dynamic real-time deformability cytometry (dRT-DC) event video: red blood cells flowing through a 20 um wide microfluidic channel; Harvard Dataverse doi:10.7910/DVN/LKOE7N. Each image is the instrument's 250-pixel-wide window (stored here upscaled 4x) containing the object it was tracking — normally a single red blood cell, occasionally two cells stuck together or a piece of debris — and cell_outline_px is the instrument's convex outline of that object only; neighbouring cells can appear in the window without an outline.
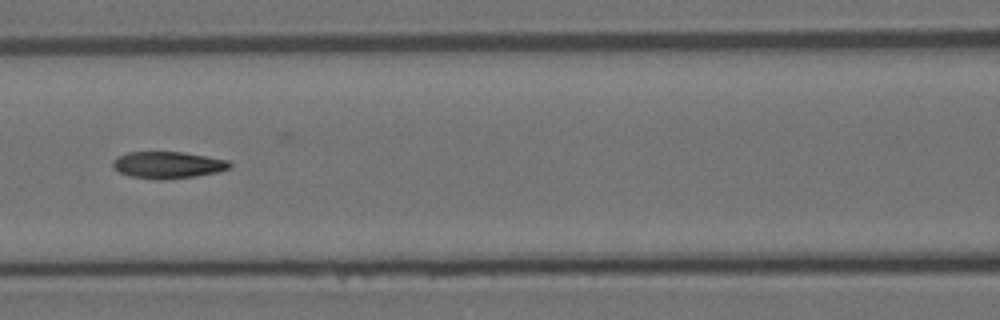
{"species": "Egyptian fruit bat (a non-hibernating species)", "species_latin": "Rousettus aegyptiacus", "temperature_condition": "room temperature", "stored_images_in_passage": 11, "camera_frame_rate_fps": 3000, "um_per_image_px": 0.085, "animal": {"sex": "female"}, "frame": {"image": 1, "passage_image": 7, "time_ms": 2.0, "image_size_px": [1000, 320], "cell_outline_px": [[232, 168], [216, 172], [196, 176], [160, 180], [156, 180], [128, 176], [112, 168], [112, 160], [116, 156], [128, 152], [184, 152], [228, 160], [232, 164]], "centroid_in_image_um": [14.23, 14.02], "position_along_channel_um": 152.4, "area_um2": 18.5}}
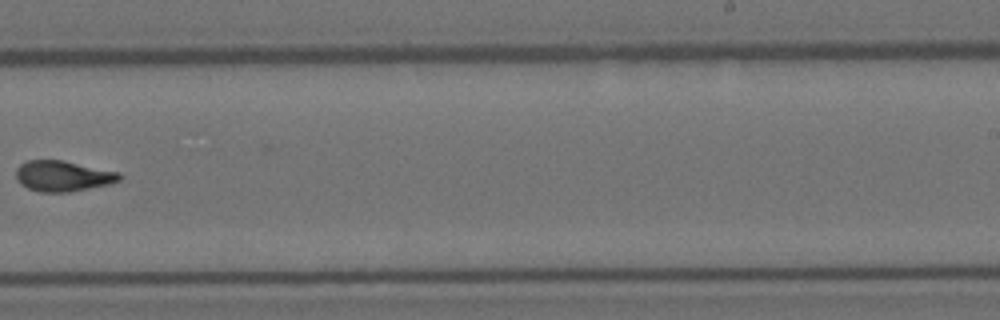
{"frame": {"image": 2, "passage_image": 10, "time_ms": 3.0, "image_size_px": [1000, 320], "cell_outline_px": [[124, 176], [120, 180], [108, 184], [68, 192], [40, 192], [28, 188], [20, 184], [16, 180], [16, 168], [20, 164], [28, 160], [64, 160], [120, 172]], "centroid_in_image_um": [5.34, 14.95], "position_along_channel_um": 283.7, "area_um2": 18.61}}
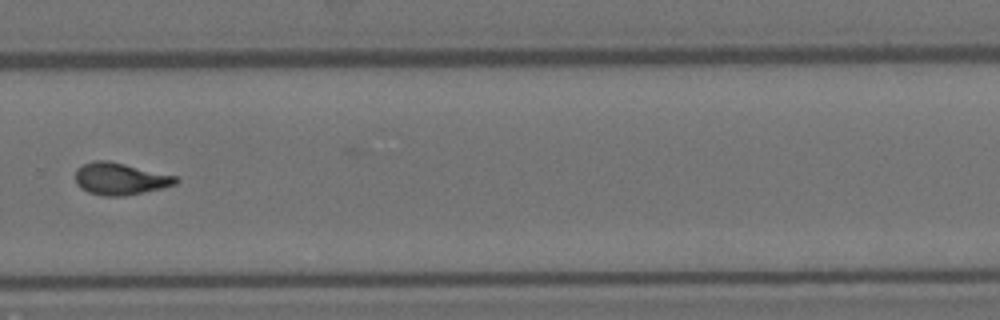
{"frame": {"image": 3, "passage_image": 11, "time_ms": 3.333, "image_size_px": [1000, 320], "cell_outline_px": [[180, 180], [176, 184], [160, 188], [124, 196], [104, 196], [88, 192], [80, 188], [76, 184], [76, 168], [92, 160], [108, 160], [176, 176]], "centroid_in_image_um": [10.18, 15.19], "position_along_channel_um": 319.6, "area_um2": 18.67}}